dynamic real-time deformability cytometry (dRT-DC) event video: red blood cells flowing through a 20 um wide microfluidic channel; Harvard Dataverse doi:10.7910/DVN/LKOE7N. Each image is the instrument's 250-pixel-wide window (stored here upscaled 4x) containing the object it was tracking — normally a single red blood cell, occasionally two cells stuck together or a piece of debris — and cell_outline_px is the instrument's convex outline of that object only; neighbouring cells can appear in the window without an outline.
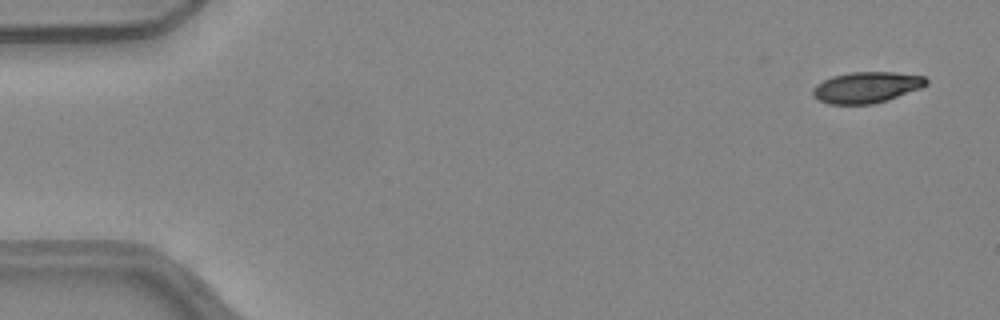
{"species": "common noctule bat (a hibernating species)", "species_latin": "Nyctalus noctula", "temperature_condition": "warm", "stored_images_in_passage": 50, "camera_frame_rate_fps": 3000, "um_per_image_px": 0.085, "animal": {"sex": "female", "body_mass_g": 24.6, "forearm_length_mm": 56.2}, "frame": {"image": 1, "passage_image": 1, "time_ms": 0.0, "image_size_px": [1000, 320], "cell_outline_px": [[928, 84], [920, 88], [888, 100], [872, 104], [828, 104], [812, 96], [812, 88], [816, 84], [832, 76], [852, 72], [892, 72], [924, 76], [928, 80]], "centroid_in_image_um": [73.64, 7.43], "position_along_channel_um": 11.4, "area_um2": 20.52}}
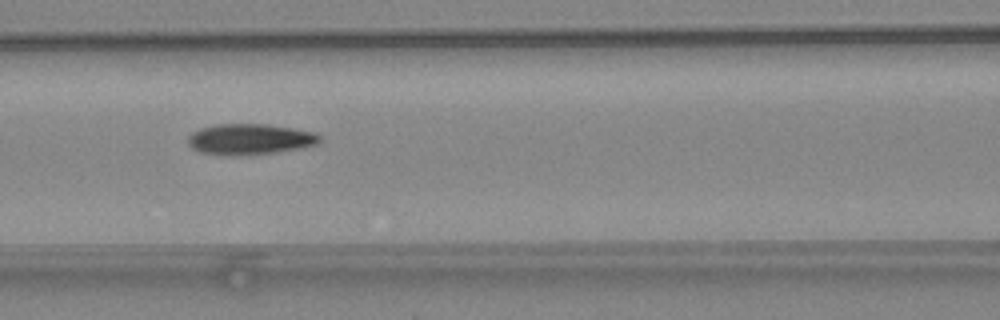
{"frame": {"image": 2, "passage_image": 21, "time_ms": 6.667, "image_size_px": [1000, 320], "cell_outline_px": [[320, 140], [316, 144], [300, 148], [272, 152], [200, 152], [192, 148], [188, 144], [188, 136], [192, 132], [200, 128], [220, 124], [264, 124], [292, 128], [316, 132], [320, 136]], "centroid_in_image_um": [21.27, 11.77], "position_along_channel_um": 145.3, "area_um2": 22.37}}
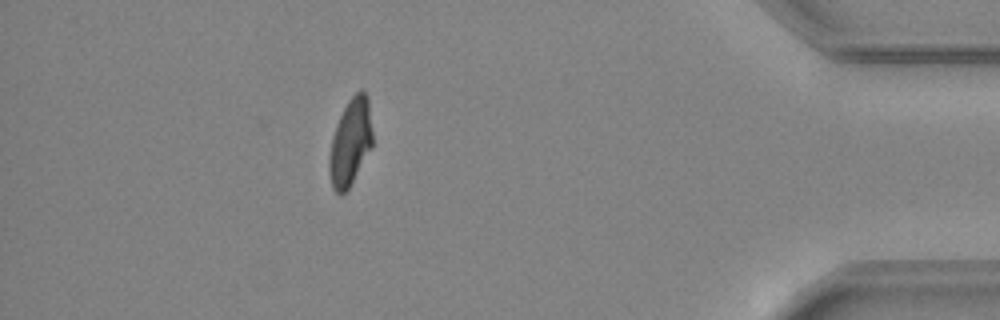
{"frame": {"image": 3, "passage_image": 44, "time_ms": 14.333, "image_size_px": [1000, 320], "cell_outline_px": [[372, 148], [348, 188], [340, 196], [332, 188], [328, 172], [328, 156], [332, 136], [336, 124], [348, 100], [360, 88], [364, 88], [368, 96], [372, 132]], "centroid_in_image_um": [29.77, 12.07], "position_along_channel_um": 405.4, "area_um2": 22.2}, "authors_computed_cell_mechanics": {"area_um2": 22.6865, "velocity_mm_per_s": 4.0334, "shape_relaxation_time_tau1_ms": 7.2616, "shape_relaxation_time_tau2_ms": 3.8903, "deformation_change_tau1": 0.2109, "deformation_change_tau2": 0.1094}}